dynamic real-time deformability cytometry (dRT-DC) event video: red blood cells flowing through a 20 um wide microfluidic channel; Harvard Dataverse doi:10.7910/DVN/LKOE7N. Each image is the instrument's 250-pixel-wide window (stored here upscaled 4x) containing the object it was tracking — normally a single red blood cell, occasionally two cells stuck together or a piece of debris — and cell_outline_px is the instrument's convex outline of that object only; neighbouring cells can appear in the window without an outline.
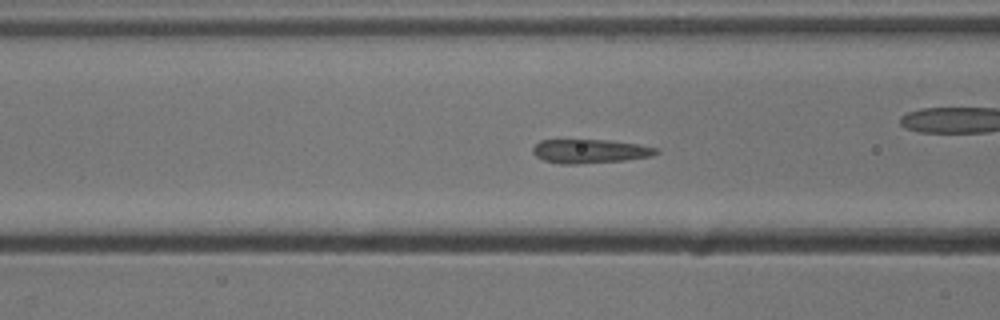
{"species": "common noctule bat (a hibernating species)", "species_latin": "Nyctalus noctula", "temperature_condition": "cold", "stored_images_in_passage": 46, "camera_frame_rate_fps": 3000, "um_per_image_px": 0.085, "animal": {"sex": "male", "body_mass_g": 13.3}, "frame": {"image": 1, "passage_image": 21, "time_ms": 6.667, "image_size_px": [1000, 320], "cell_outline_px": [[660, 152], [652, 156], [624, 160], [576, 164], [560, 164], [544, 160], [536, 156], [532, 152], [532, 148], [540, 140], [608, 140], [640, 144], [660, 148]], "centroid_in_image_um": [50.18, 12.85], "position_along_channel_um": 116.4, "area_um2": 17.28}}
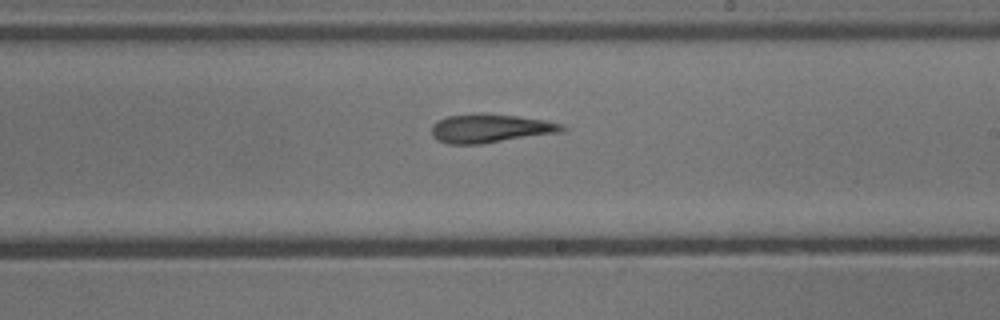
{"frame": {"image": 2, "passage_image": 30, "time_ms": 9.667, "image_size_px": [1000, 320], "cell_outline_px": [[568, 128], [564, 132], [480, 144], [448, 144], [436, 140], [432, 136], [432, 124], [436, 120], [448, 116], [516, 116], [544, 120], [564, 124]], "centroid_in_image_um": [41.72, 10.96], "position_along_channel_um": 247.3, "area_um2": 21.21}}
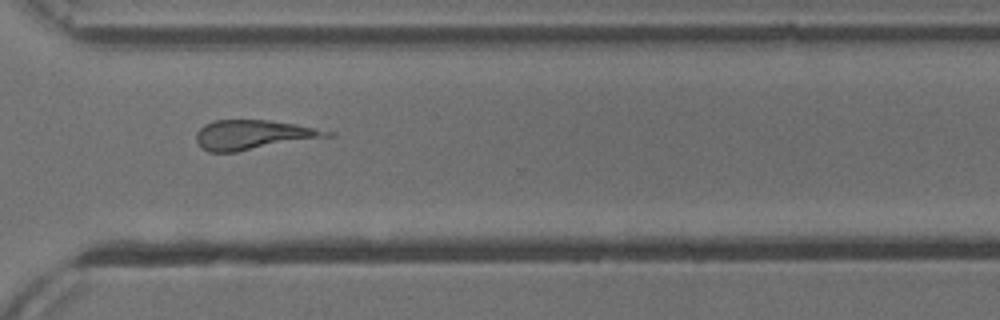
{"frame": {"image": 3, "passage_image": 38, "time_ms": 12.333, "image_size_px": [1000, 320], "cell_outline_px": [[336, 136], [236, 152], [208, 152], [200, 148], [196, 140], [196, 132], [204, 124], [216, 120], [268, 120], [296, 124], [336, 132]], "centroid_in_image_um": [21.57, 11.47], "position_along_channel_um": 349.0, "area_um2": 22.89}, "authors_computed_cell_mechanics": {"area_um2": 18.6116, "velocity_mm_per_s": 3.8387, "shape_relaxation_time_tau1_ms": 3.0596, "shape_relaxation_time_tau2_ms": 4.5349, "deformation_change_tau1": 0.1027, "deformation_change_tau2": 0.183}}